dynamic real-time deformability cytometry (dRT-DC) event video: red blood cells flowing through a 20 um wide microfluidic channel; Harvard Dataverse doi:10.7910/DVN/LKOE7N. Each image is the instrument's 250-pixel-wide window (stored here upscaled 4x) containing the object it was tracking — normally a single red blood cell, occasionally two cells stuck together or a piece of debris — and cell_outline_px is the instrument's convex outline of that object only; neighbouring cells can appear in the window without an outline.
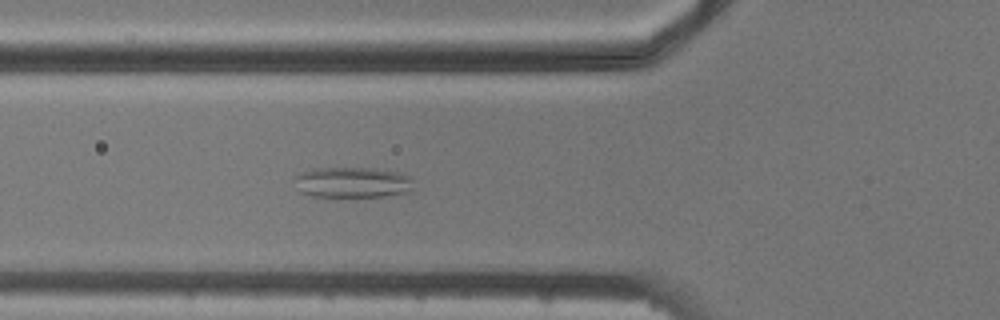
{"species": "common noctule bat (a hibernating species)", "species_latin": "Nyctalus noctula", "temperature_condition": "cold", "stored_images_in_passage": 5, "camera_frame_rate_fps": 3000, "um_per_image_px": 0.085, "animal": {"sex": "male", "body_mass_g": 20.5, "forearm_length_mm": 52.5}, "frame": {"image": 1, "passage_image": 5, "time_ms": 4.667, "image_size_px": [1000, 320], "cell_outline_px": [[412, 188], [408, 192], [384, 196], [312, 196], [300, 192], [296, 176], [300, 172], [312, 168], [376, 168], [400, 172], [408, 176], [412, 180]], "centroid_in_image_um": [29.99, 15.49], "position_along_channel_um": 95.8, "area_um2": 21.1}}